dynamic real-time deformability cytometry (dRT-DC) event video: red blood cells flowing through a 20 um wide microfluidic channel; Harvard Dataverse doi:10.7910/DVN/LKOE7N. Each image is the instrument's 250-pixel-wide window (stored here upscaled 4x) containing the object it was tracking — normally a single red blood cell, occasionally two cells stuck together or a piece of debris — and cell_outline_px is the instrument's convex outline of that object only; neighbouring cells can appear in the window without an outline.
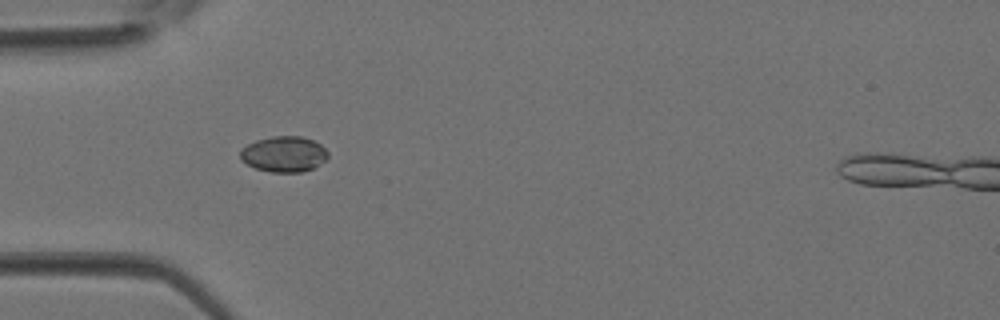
{"species": "Egyptian fruit bat (a non-hibernating species)", "species_latin": "Rousettus aegyptiacus", "temperature_condition": "room temperature", "stored_images_in_passage": 14, "camera_frame_rate_fps": 3000, "um_per_image_px": 0.085, "animal": {"sex": "female"}, "frame": {"image": 1, "passage_image": 1, "time_ms": 0.0, "image_size_px": [1000, 320], "cell_outline_px": [[328, 156], [324, 160], [312, 168], [300, 172], [272, 172], [256, 168], [240, 160], [240, 152], [248, 144], [256, 140], [272, 136], [300, 136], [312, 140], [320, 144], [328, 152]], "centroid_in_image_um": [24.12, 13.09], "position_along_channel_um": 60.9, "area_um2": 17.98}}
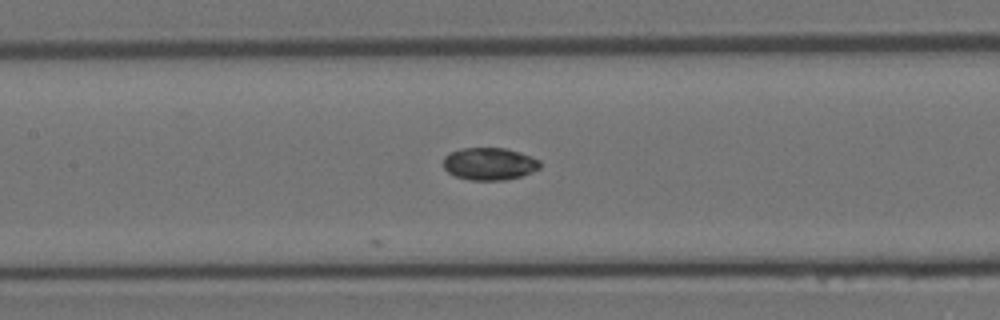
{"frame": {"image": 2, "passage_image": 7, "time_ms": 2.0, "image_size_px": [1000, 320], "cell_outline_px": [[540, 168], [532, 172], [520, 176], [504, 180], [468, 180], [456, 176], [448, 172], [444, 168], [444, 156], [448, 152], [460, 148], [504, 148], [520, 152], [540, 160]], "centroid_in_image_um": [41.58, 13.92], "position_along_channel_um": 165.8, "area_um2": 18.32}}
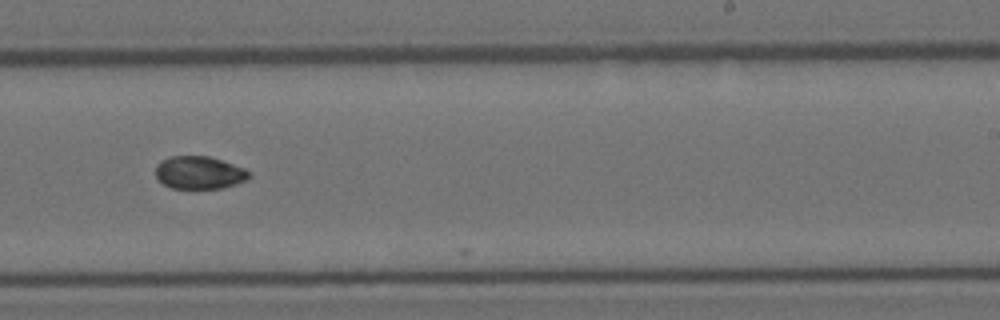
{"frame": {"image": 3, "passage_image": 13, "time_ms": 4.0, "image_size_px": [1000, 320], "cell_outline_px": [[252, 176], [248, 180], [224, 188], [172, 188], [164, 184], [156, 176], [156, 164], [160, 160], [172, 156], [208, 156], [244, 168], [252, 172]], "centroid_in_image_um": [16.97, 14.67], "position_along_channel_um": 272.0, "area_um2": 17.92}}